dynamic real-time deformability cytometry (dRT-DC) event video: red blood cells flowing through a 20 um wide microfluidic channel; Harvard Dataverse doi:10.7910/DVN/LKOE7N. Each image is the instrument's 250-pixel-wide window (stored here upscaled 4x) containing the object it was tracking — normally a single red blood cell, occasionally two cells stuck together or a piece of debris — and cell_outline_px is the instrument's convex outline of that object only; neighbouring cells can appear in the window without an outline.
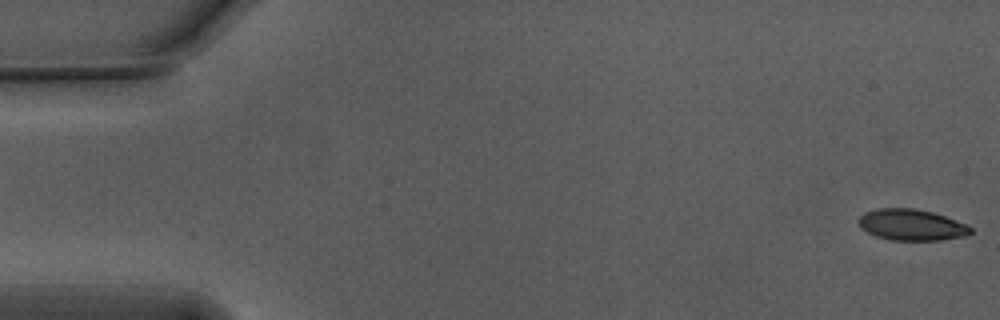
{"species": "Egyptian fruit bat (a non-hibernating species)", "species_latin": "Rousettus aegyptiacus", "temperature_condition": "warm", "stored_images_in_passage": 55, "camera_frame_rate_fps": 3000, "um_per_image_px": 0.085, "animal": {"sex": "male"}, "frame": {"image": 1, "passage_image": 1, "time_ms": 0.0, "image_size_px": [1000, 320], "cell_outline_px": [[972, 232], [968, 236], [940, 240], [888, 240], [876, 236], [860, 228], [856, 220], [864, 212], [876, 208], [912, 208], [932, 212], [944, 216], [964, 224], [972, 228]], "centroid_in_image_um": [77.43, 19.11], "position_along_channel_um": 7.6, "area_um2": 20.46}}
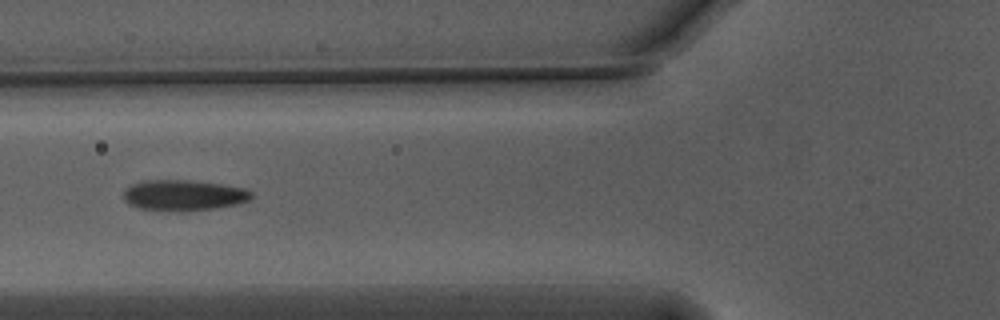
{"frame": {"image": 2, "passage_image": 21, "time_ms": 6.667, "image_size_px": [1000, 320], "cell_outline_px": [[252, 196], [248, 200], [236, 204], [216, 208], [184, 212], [168, 212], [136, 208], [128, 204], [124, 200], [124, 192], [132, 184], [144, 180], [184, 180], [220, 184], [244, 188], [252, 192]], "centroid_in_image_um": [15.56, 16.62], "position_along_channel_um": 110.2, "area_um2": 23.12}}
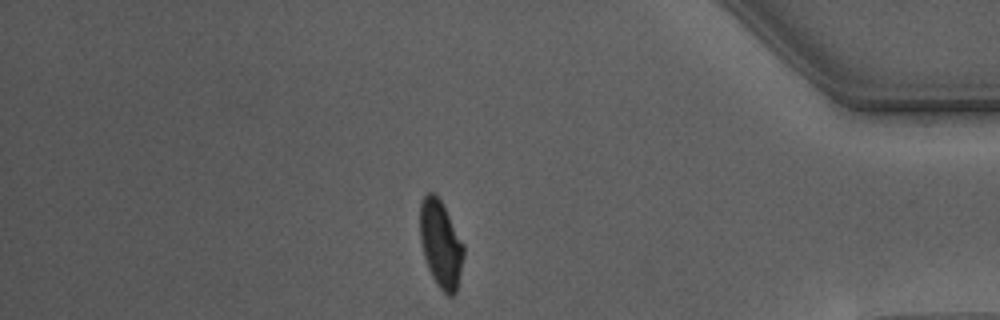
{"frame": {"image": 3, "passage_image": 47, "time_ms": 15.333, "image_size_px": [1000, 320], "cell_outline_px": [[464, 256], [456, 292], [452, 296], [448, 296], [436, 284], [428, 268], [424, 256], [420, 240], [420, 204], [424, 196], [428, 192], [436, 192], [464, 244]], "centroid_in_image_um": [37.46, 20.73], "position_along_channel_um": 397.7, "area_um2": 22.14}, "authors_computed_cell_mechanics": {"area_um2": 22.3686, "velocity_mm_per_s": 3.7512, "shape_relaxation_time_tau1_ms": 3.7352, "shape_relaxation_time_tau2_ms": 0.9587, "deformation_change_tau1": 0.1571, "deformation_change_tau2": 0.0798}}